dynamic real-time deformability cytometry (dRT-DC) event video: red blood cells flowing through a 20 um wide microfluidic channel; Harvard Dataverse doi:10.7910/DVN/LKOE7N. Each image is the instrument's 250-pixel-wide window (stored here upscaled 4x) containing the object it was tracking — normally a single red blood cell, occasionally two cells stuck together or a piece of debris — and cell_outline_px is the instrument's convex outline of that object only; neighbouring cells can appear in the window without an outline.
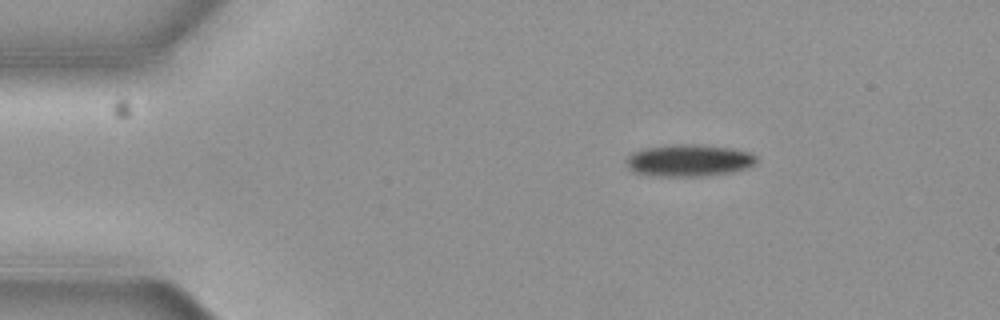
{"species": "common noctule bat (a hibernating species)", "species_latin": "Nyctalus noctula", "temperature_condition": "cold", "stored_images_in_passage": 2, "camera_frame_rate_fps": 3000, "um_per_image_px": 0.085, "animal": {"sex": "female", "body_mass_g": 19.3, "forearm_length_mm": 54.1}, "frame": {"image": 1, "passage_image": 1, "time_ms": 0.0, "image_size_px": [1000, 320], "cell_outline_px": [[756, 164], [748, 168], [732, 172], [704, 176], [652, 176], [632, 172], [628, 168], [624, 160], [632, 152], [644, 148], [680, 144], [692, 144], [728, 148], [748, 152], [756, 156]], "centroid_in_image_um": [58.51, 13.65], "position_along_channel_um": 26.5, "area_um2": 24.33}}